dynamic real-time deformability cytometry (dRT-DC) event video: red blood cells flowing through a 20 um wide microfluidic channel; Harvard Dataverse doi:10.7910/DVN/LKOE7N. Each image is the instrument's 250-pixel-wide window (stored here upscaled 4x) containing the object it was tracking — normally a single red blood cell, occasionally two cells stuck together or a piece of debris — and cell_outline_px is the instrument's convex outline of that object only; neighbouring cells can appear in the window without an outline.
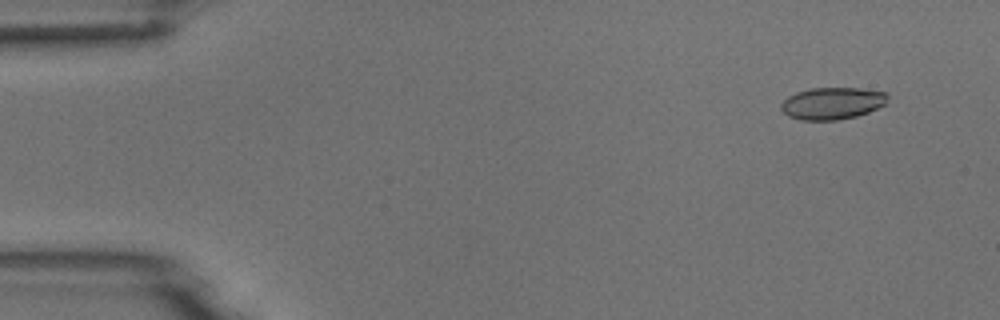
{"species": "common noctule bat (a hibernating species)", "species_latin": "Nyctalus noctula", "temperature_condition": "room temperature", "stored_images_in_passage": 5, "camera_frame_rate_fps": 3000, "um_per_image_px": 0.085, "animal": {"sex": "male", "body_mass_g": 18.8}, "frame": {"image": 1, "passage_image": 1, "time_ms": 0.0, "image_size_px": [1000, 320], "cell_outline_px": [[888, 96], [884, 104], [868, 112], [856, 116], [836, 120], [800, 120], [788, 116], [780, 108], [780, 104], [788, 96], [796, 92], [812, 88], [860, 88], [888, 92]], "centroid_in_image_um": [70.72, 8.77], "position_along_channel_um": 14.3, "area_um2": 19.88}}
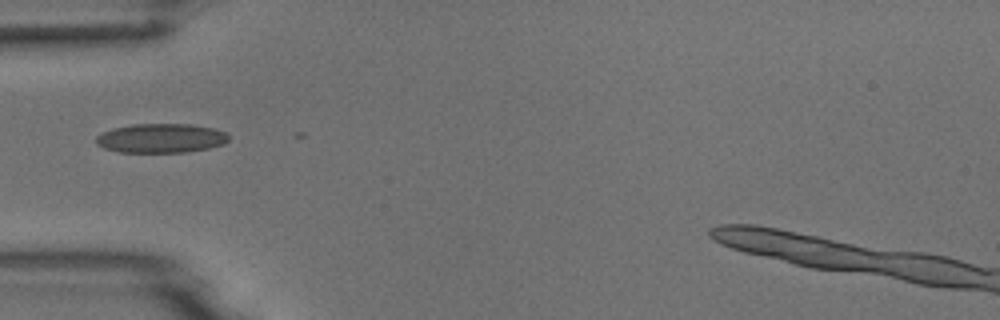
{"frame": {"image": 2, "passage_image": 4, "time_ms": 4.333, "image_size_px": [1000, 320], "cell_outline_px": [[228, 140], [224, 144], [208, 148], [188, 152], [120, 152], [104, 148], [96, 144], [96, 136], [112, 128], [132, 124], [192, 124], [216, 128], [224, 132], [228, 136]], "centroid_in_image_um": [13.69, 11.74], "position_along_channel_um": 71.3, "area_um2": 22.66}}